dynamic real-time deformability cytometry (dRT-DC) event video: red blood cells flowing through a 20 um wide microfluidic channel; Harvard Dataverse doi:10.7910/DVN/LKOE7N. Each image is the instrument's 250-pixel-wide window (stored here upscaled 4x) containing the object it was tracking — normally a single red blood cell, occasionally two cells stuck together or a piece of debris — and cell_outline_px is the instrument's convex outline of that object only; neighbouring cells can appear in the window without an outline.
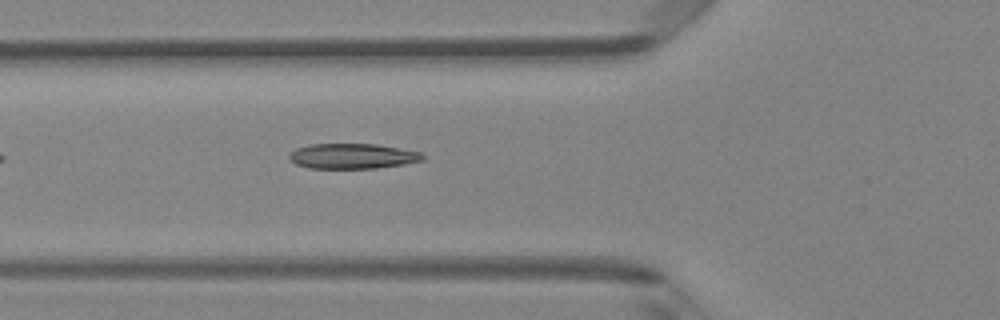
{"species": "Egyptian fruit bat (a non-hibernating species)", "species_latin": "Rousettus aegyptiacus", "temperature_condition": "room temperature", "stored_images_in_passage": 6, "camera_frame_rate_fps": 3000, "um_per_image_px": 0.085, "animal": {"sex": "female"}, "frame": {"image": 1, "passage_image": 6, "time_ms": 1.667, "image_size_px": [1000, 320], "cell_outline_px": [[424, 160], [404, 164], [376, 168], [308, 168], [296, 164], [288, 160], [288, 152], [296, 148], [308, 144], [376, 144], [420, 152], [424, 156]], "centroid_in_image_um": [29.9, 13.27], "position_along_channel_um": 95.9, "area_um2": 19.71}}